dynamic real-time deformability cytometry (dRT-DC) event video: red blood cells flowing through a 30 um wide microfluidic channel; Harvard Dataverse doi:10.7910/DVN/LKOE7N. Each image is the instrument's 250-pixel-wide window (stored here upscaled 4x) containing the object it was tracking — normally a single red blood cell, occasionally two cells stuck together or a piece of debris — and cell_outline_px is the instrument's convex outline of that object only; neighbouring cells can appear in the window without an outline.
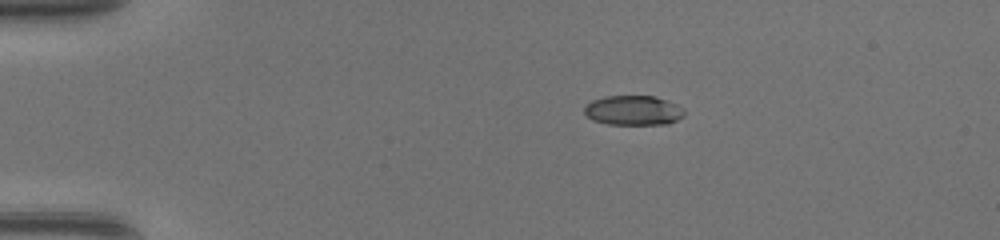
{"species": "common noctule bat (a hibernating species)", "species_latin": "Nyctalus noctula", "temperature_condition": "warm", "stored_images_in_passage": 38, "camera_frame_rate_fps": 3000, "um_per_image_px": 0.085, "animal": {"sex": "female", "body_mass_g": 17.0, "forearm_length_mm": 48.0}, "frame": {"image": 1, "passage_image": 1, "time_ms": 0.0, "image_size_px": [1000, 240], "cell_outline_px": [[684, 112], [676, 120], [664, 124], [608, 124], [596, 120], [588, 116], [584, 112], [584, 108], [592, 100], [604, 96], [652, 96], [676, 104], [684, 108]], "centroid_in_image_um": [53.81, 9.37], "position_along_channel_um": 31.2, "area_um2": 16.88}}
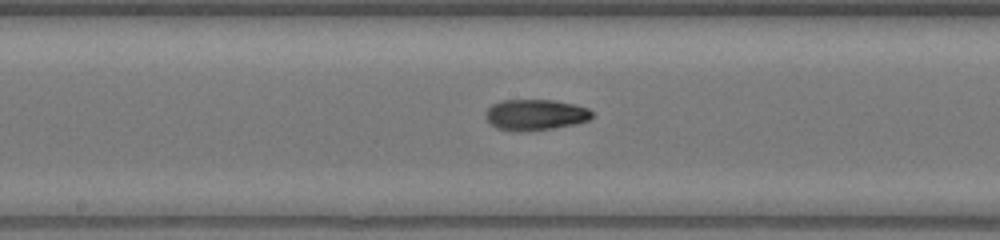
{"frame": {"image": 2, "passage_image": 17, "time_ms": 5.333, "image_size_px": [1000, 240], "cell_outline_px": [[592, 116], [588, 120], [576, 124], [552, 128], [496, 128], [488, 120], [488, 108], [492, 104], [500, 100], [552, 100], [572, 104], [588, 108], [592, 112]], "centroid_in_image_um": [45.57, 9.7], "position_along_channel_um": 202.6, "area_um2": 18.09}}
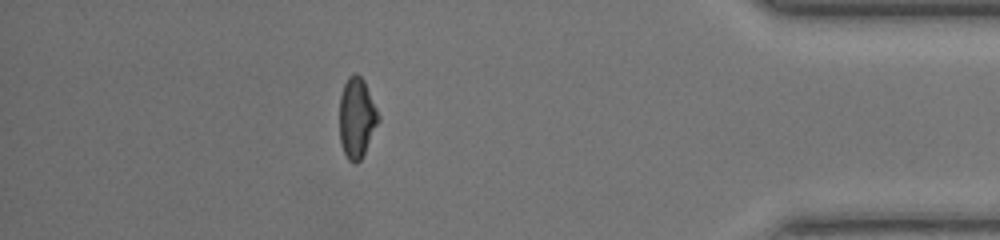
{"frame": {"image": 3, "passage_image": 33, "time_ms": 10.667, "image_size_px": [1000, 240], "cell_outline_px": [[380, 120], [360, 160], [356, 164], [352, 164], [348, 160], [340, 144], [340, 96], [344, 84], [348, 76], [356, 72], [364, 80], [380, 116]], "centroid_in_image_um": [30.32, 10.01], "position_along_channel_um": 404.9, "area_um2": 18.21}}